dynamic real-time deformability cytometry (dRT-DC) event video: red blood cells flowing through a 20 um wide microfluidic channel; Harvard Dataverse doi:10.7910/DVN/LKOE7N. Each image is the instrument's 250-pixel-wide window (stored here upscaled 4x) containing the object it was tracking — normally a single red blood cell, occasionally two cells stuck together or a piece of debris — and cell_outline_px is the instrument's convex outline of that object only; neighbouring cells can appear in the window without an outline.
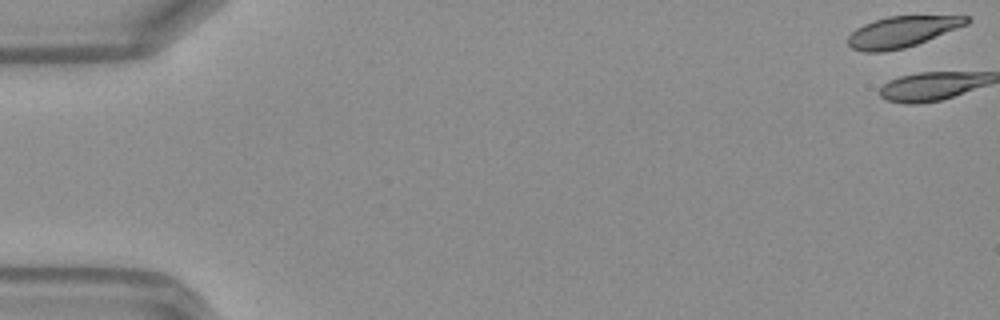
{"species": "Egyptian fruit bat (a non-hibernating species)", "species_latin": "Rousettus aegyptiacus", "temperature_condition": "warm", "stored_images_in_passage": 2, "camera_frame_rate_fps": 3000, "um_per_image_px": 0.085, "frame": {"image": 1, "passage_image": 1, "time_ms": 0.0, "image_size_px": [1000, 320], "cell_outline_px": [[972, 20], [968, 24], [916, 44], [904, 48], [884, 52], [864, 52], [852, 48], [848, 44], [848, 36], [856, 28], [872, 20], [888, 16], [972, 16]], "centroid_in_image_um": [76.66, 2.69], "position_along_channel_um": 8.3, "area_um2": 21.39}}